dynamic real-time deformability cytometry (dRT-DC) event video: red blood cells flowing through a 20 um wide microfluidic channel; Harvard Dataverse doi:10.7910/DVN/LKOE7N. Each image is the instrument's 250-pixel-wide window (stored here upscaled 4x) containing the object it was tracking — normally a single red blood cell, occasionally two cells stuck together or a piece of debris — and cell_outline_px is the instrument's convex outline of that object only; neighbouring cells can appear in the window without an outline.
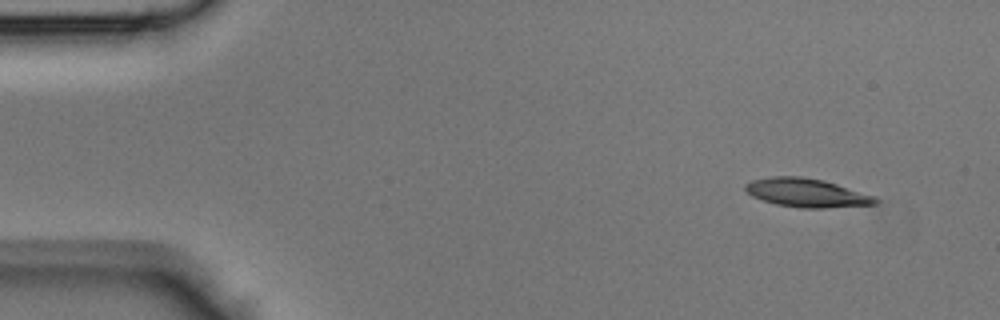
{"species": "Egyptian fruit bat (a non-hibernating species)", "species_latin": "Rousettus aegyptiacus", "temperature_condition": "room temperature", "stored_images_in_passage": 10, "camera_frame_rate_fps": 3000, "um_per_image_px": 0.085, "animal": {"sex": "male"}, "frame": {"image": 1, "passage_image": 1, "time_ms": 0.0, "image_size_px": [1000, 320], "cell_outline_px": [[880, 200], [876, 204], [824, 208], [800, 208], [776, 204], [752, 196], [744, 188], [744, 184], [752, 180], [772, 176], [800, 176], [824, 180], [876, 196]], "centroid_in_image_um": [68.59, 16.38], "position_along_channel_um": 16.4, "area_um2": 21.73}}